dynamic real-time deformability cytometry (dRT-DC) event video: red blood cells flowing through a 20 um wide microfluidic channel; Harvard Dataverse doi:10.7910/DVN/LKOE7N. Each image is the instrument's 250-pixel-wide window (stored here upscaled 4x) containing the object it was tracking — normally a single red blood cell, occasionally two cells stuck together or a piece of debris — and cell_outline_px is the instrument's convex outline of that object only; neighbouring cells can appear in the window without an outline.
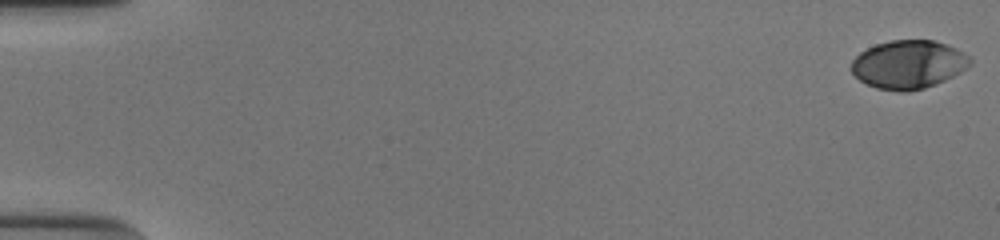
{"species": "human", "species_latin": "Homo sapiens", "temperature_condition": "cold", "stored_images_in_passage": 17, "camera_frame_rate_fps": 3000, "um_per_image_px": 0.085, "donor": {"sex": "male"}, "frame": {"image": 1, "passage_image": 1, "time_ms": 0.0, "image_size_px": [1000, 240], "cell_outline_px": [[972, 64], [968, 68], [936, 84], [924, 88], [908, 92], [900, 92], [876, 88], [860, 80], [852, 72], [852, 60], [860, 52], [876, 44], [892, 40], [932, 40], [948, 44], [964, 52], [972, 60]], "centroid_in_image_um": [77.24, 5.48], "position_along_channel_um": 7.8, "area_um2": 33.52}}